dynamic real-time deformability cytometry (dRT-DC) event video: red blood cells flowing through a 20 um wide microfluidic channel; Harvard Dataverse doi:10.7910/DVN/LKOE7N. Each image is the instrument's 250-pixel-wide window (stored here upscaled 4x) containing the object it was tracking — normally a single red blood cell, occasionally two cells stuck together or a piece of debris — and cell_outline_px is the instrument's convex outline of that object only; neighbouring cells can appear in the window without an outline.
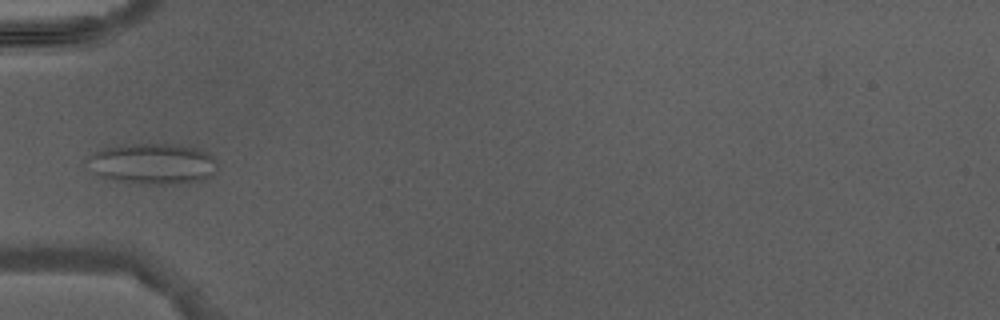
{"species": "Egyptian fruit bat (a non-hibernating species)", "species_latin": "Rousettus aegyptiacus", "temperature_condition": "warm", "stored_images_in_passage": 6, "camera_frame_rate_fps": 3000, "um_per_image_px": 0.085, "animal": {"sex": "male"}, "frame": {"image": 1, "passage_image": 5, "time_ms": 5.0, "image_size_px": [1000, 320], "cell_outline_px": [[216, 172], [212, 176], [204, 180], [184, 184], [140, 184], [116, 180], [100, 176], [92, 172], [92, 152], [104, 148], [136, 144], [180, 144], [196, 148], [208, 152], [216, 160]], "centroid_in_image_um": [13.09, 13.93], "position_along_channel_um": 71.9, "area_um2": 30.87}}